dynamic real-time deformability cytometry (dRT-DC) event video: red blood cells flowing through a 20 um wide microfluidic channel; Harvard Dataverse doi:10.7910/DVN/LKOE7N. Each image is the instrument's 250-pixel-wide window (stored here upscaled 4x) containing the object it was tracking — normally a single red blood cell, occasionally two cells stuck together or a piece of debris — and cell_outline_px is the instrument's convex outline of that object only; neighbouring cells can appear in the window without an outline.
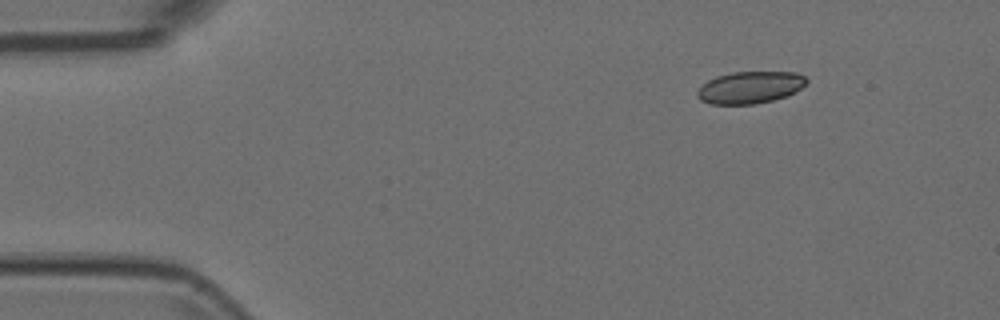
{"species": "Egyptian fruit bat (a non-hibernating species)", "species_latin": "Rousettus aegyptiacus", "temperature_condition": "room temperature", "stored_images_in_passage": 8, "camera_frame_rate_fps": 3000, "um_per_image_px": 0.085, "animal": {"sex": "female"}, "frame": {"image": 1, "passage_image": 1, "time_ms": 0.0, "image_size_px": [1000, 320], "cell_outline_px": [[808, 80], [800, 88], [788, 96], [772, 100], [752, 104], [712, 104], [700, 100], [696, 96], [696, 92], [708, 80], [716, 76], [732, 72], [796, 72], [804, 76]], "centroid_in_image_um": [63.74, 7.43], "position_along_channel_um": 21.3, "area_um2": 20.29}}